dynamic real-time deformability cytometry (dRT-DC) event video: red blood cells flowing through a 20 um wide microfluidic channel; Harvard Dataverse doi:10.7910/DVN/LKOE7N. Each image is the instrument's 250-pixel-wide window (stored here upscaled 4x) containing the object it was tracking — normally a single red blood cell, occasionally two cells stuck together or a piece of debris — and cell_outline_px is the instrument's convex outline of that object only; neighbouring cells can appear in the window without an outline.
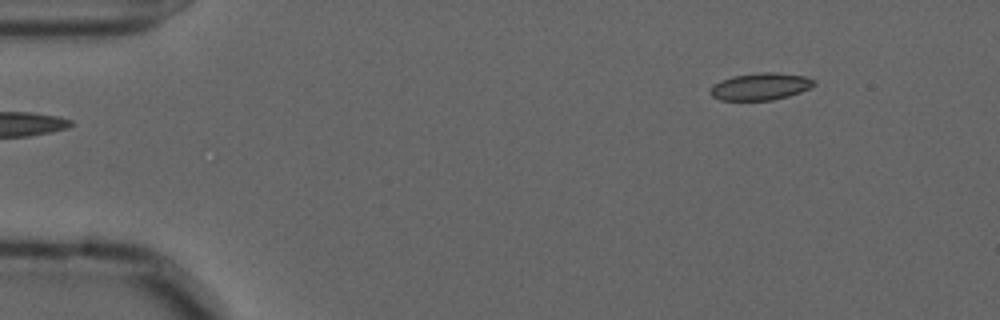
{"species": "common noctule bat (a hibernating species)", "species_latin": "Nyctalus noctula", "temperature_condition": "cold", "stored_images_in_passage": 50, "camera_frame_rate_fps": 3000, "um_per_image_px": 0.085, "animal": {"sex": "male", "forearm_length_mm": 52.5}, "frame": {"image": 1, "passage_image": 1, "time_ms": 0.0, "image_size_px": [1000, 320], "cell_outline_px": [[816, 84], [800, 92], [788, 96], [772, 100], [720, 100], [712, 96], [708, 92], [720, 80], [732, 76], [760, 72], [776, 72], [804, 76], [816, 80]], "centroid_in_image_um": [64.64, 7.35], "position_along_channel_um": 20.4, "area_um2": 16.36}}
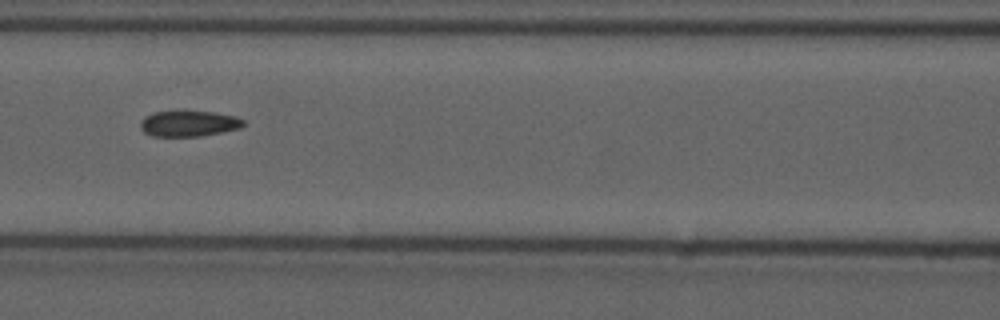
{"frame": {"image": 2, "passage_image": 19, "time_ms": 6.0, "image_size_px": [1000, 320], "cell_outline_px": [[244, 124], [240, 128], [200, 136], [152, 136], [144, 132], [140, 128], [140, 120], [144, 116], [156, 112], [212, 112], [236, 116], [244, 120]], "centroid_in_image_um": [16.02, 10.51], "position_along_channel_um": 150.6, "area_um2": 15.26}}
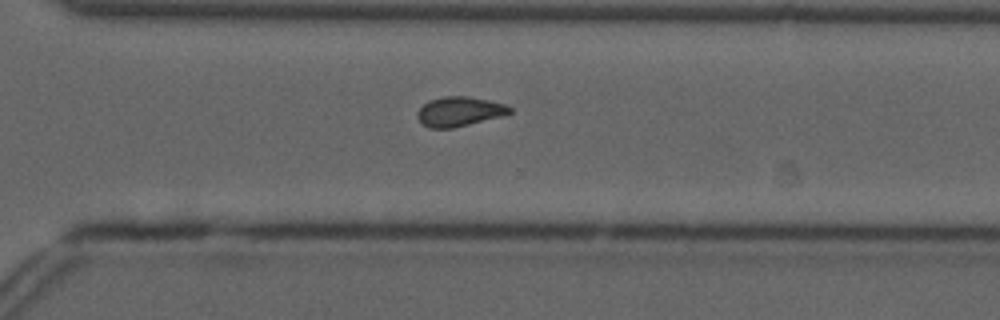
{"frame": {"image": 3, "passage_image": 34, "time_ms": 11.0, "image_size_px": [1000, 320], "cell_outline_px": [[512, 112], [500, 116], [452, 128], [428, 128], [420, 124], [416, 116], [416, 112], [428, 100], [444, 96], [468, 96], [504, 104], [512, 108]], "centroid_in_image_um": [38.97, 9.48], "position_along_channel_um": 331.6, "area_um2": 15.84}, "authors_computed_cell_mechanics": {"area_um2": 15.8661, "velocity_mm_per_s": 3.6311, "shape_relaxation_time_tau1_ms": null, "shape_relaxation_time_tau2_ms": 2.1986, "deformation_change_tau1": null, "deformation_change_tau2": 0.0729}}